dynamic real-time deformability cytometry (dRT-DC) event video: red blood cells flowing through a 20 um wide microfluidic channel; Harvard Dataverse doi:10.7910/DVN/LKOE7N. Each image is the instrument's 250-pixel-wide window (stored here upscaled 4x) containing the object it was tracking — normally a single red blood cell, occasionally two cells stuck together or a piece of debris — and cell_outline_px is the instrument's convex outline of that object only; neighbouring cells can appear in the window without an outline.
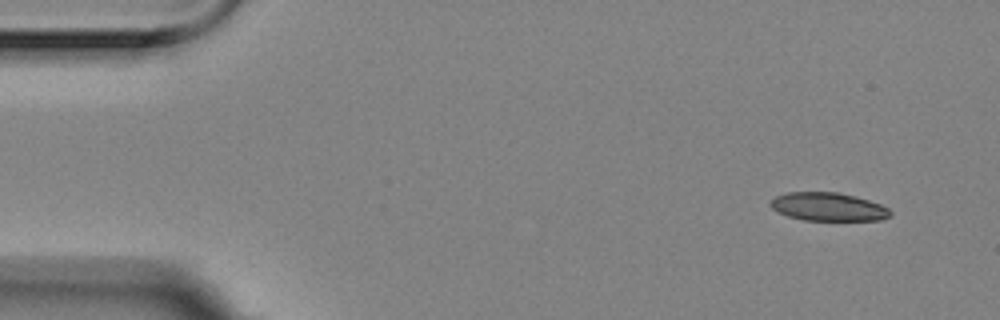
{"species": "Egyptian fruit bat (a non-hibernating species)", "species_latin": "Rousettus aegyptiacus", "temperature_condition": "room temperature", "stored_images_in_passage": 6, "camera_frame_rate_fps": 3000, "um_per_image_px": 0.085, "animal": {"sex": "female"}, "frame": {"image": 1, "passage_image": 1, "time_ms": 0.0, "image_size_px": [1000, 320], "cell_outline_px": [[892, 216], [880, 220], [804, 220], [788, 216], [776, 212], [768, 204], [776, 196], [788, 192], [836, 192], [868, 200], [880, 204], [888, 208], [892, 212]], "centroid_in_image_um": [70.38, 17.58], "position_along_channel_um": 14.6, "area_um2": 19.71}}
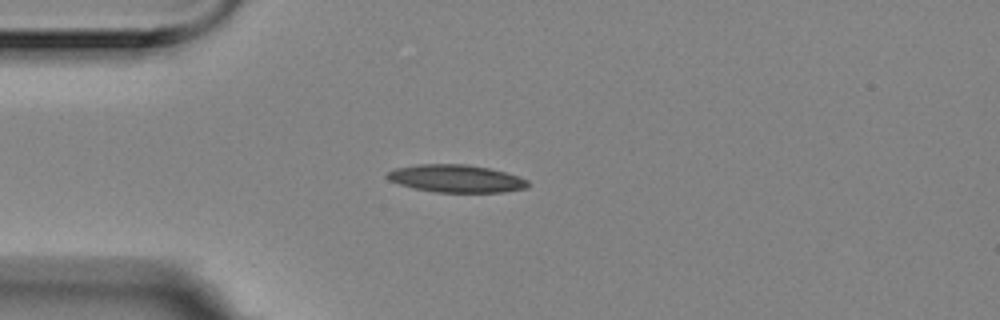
{"frame": {"image": 2, "passage_image": 4, "time_ms": 1.0, "image_size_px": [1000, 320], "cell_outline_px": [[528, 188], [504, 192], [436, 192], [416, 188], [400, 184], [388, 180], [384, 176], [388, 172], [396, 168], [420, 164], [468, 164], [488, 168], [504, 172], [528, 180]], "centroid_in_image_um": [38.76, 15.18], "position_along_channel_um": 46.2, "area_um2": 22.48}}
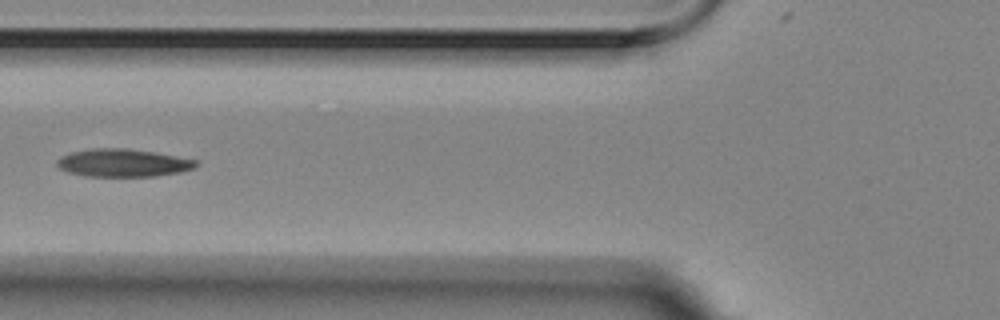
{"frame": {"image": 3, "passage_image": 6, "time_ms": 1.667, "image_size_px": [1000, 320], "cell_outline_px": [[196, 168], [180, 172], [152, 176], [84, 176], [68, 172], [60, 168], [56, 164], [56, 160], [60, 156], [72, 152], [92, 148], [124, 148], [156, 152], [196, 160]], "centroid_in_image_um": [10.42, 13.84], "position_along_channel_um": 115.4, "area_um2": 22.48}}